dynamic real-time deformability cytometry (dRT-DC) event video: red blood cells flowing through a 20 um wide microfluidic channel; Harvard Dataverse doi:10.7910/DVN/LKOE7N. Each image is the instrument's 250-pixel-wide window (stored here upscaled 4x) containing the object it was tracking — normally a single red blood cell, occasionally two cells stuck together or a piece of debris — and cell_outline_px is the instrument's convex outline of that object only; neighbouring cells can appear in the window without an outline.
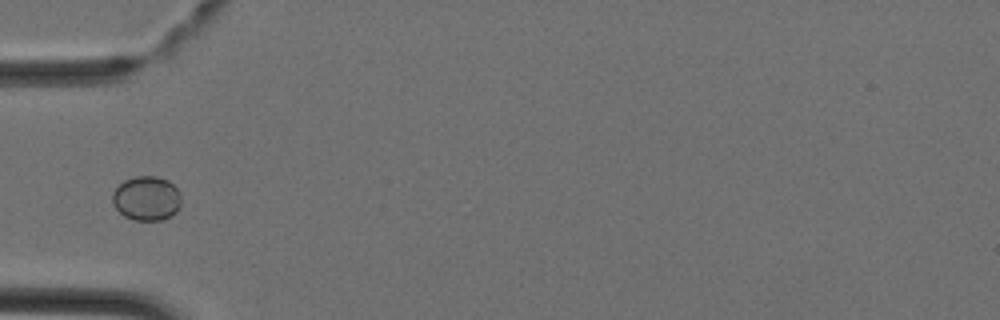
{"species": "Egyptian fruit bat (a non-hibernating species)", "species_latin": "Rousettus aegyptiacus", "temperature_condition": "cold", "stored_images_in_passage": 4, "camera_frame_rate_fps": 3000, "um_per_image_px": 0.085, "animal": {"sex": "female"}, "frame": {"image": 1, "passage_image": 4, "time_ms": 1.0, "image_size_px": [1000, 320], "cell_outline_px": [[180, 208], [176, 212], [160, 220], [136, 220], [124, 216], [112, 204], [112, 192], [124, 180], [136, 176], [156, 176], [168, 180], [180, 192]], "centroid_in_image_um": [12.45, 16.85], "position_along_channel_um": 72.6, "area_um2": 17.74}}